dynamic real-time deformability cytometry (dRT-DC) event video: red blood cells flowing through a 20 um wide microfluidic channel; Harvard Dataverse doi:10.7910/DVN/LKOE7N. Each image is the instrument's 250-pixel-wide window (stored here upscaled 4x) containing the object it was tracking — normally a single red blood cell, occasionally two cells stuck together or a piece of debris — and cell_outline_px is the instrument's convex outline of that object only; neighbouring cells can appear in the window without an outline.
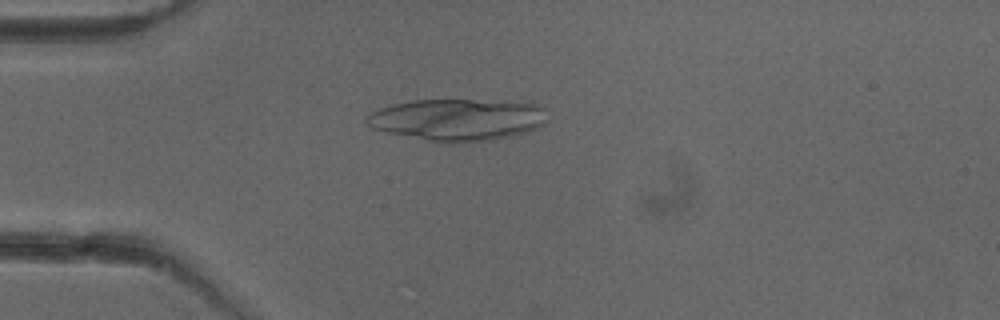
{"species": "common noctule bat (a hibernating species)", "species_latin": "Nyctalus noctula", "temperature_condition": "cold", "stored_images_in_passage": 34, "camera_frame_rate_fps": 3000, "um_per_image_px": 0.085, "animal": {"sex": "female"}, "frame": {"image": 1, "passage_image": 13, "time_ms": 4.0, "image_size_px": [1000, 320], "cell_outline_px": [[544, 124], [540, 128], [528, 132], [496, 140], [456, 144], [440, 144], [388, 132], [372, 128], [364, 120], [364, 116], [380, 108], [392, 104], [412, 100], [472, 100], [532, 104], [544, 108]], "centroid_in_image_um": [38.84, 10.21], "position_along_channel_um": 46.2, "area_um2": 44.45}}
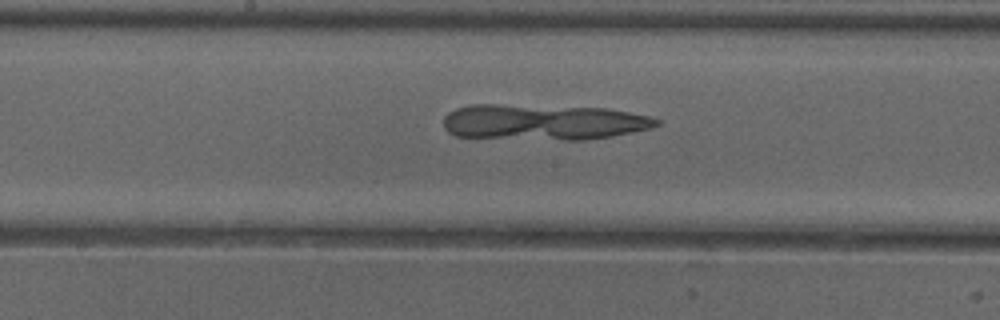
{"frame": {"image": 2, "passage_image": 26, "time_ms": 8.333, "image_size_px": [1000, 320], "cell_outline_px": [[660, 124], [652, 128], [612, 136], [584, 140], [564, 140], [456, 136], [448, 132], [444, 128], [444, 116], [448, 112], [456, 108], [472, 104], [496, 104], [608, 108], [648, 116], [660, 120]], "centroid_in_image_um": [46.17, 10.37], "position_along_channel_um": 202.0, "area_um2": 44.45}}
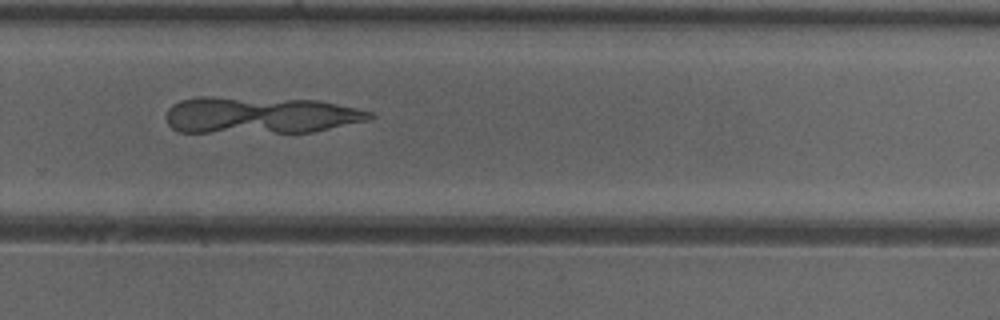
{"frame": {"image": 3, "passage_image": 34, "time_ms": 11.0, "image_size_px": [1000, 320], "cell_outline_px": [[376, 116], [372, 120], [312, 132], [180, 132], [172, 128], [168, 124], [164, 116], [168, 108], [172, 104], [180, 100], [196, 96], [208, 96], [320, 100], [356, 108], [372, 112]], "centroid_in_image_um": [22.11, 9.78], "position_along_channel_um": 307.7, "area_um2": 44.33}}